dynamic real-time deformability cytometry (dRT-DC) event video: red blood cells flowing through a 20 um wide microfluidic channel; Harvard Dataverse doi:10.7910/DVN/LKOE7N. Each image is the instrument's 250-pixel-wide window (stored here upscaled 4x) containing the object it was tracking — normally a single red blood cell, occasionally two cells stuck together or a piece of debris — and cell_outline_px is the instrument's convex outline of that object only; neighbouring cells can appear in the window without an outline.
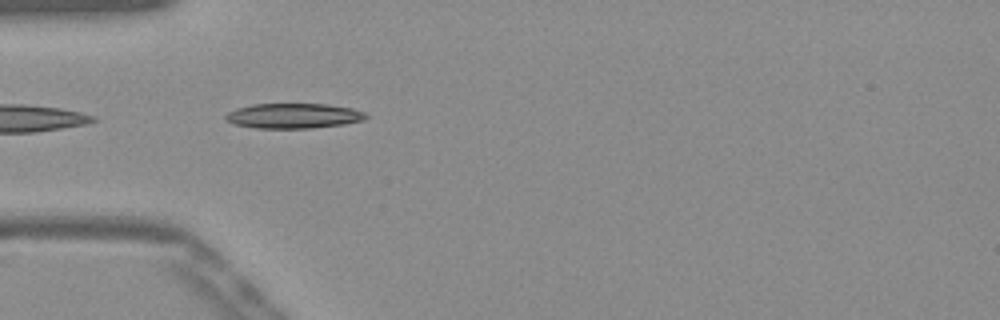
{"species": "Egyptian fruit bat (a non-hibernating species)", "species_latin": "Rousettus aegyptiacus", "temperature_condition": "warm", "stored_images_in_passage": 37, "camera_frame_rate_fps": 3000, "um_per_image_px": 0.085, "frame": {"image": 1, "passage_image": 1, "time_ms": 0.0, "image_size_px": [1000, 320], "cell_outline_px": [[368, 116], [364, 120], [344, 124], [312, 128], [256, 128], [236, 124], [224, 120], [224, 116], [228, 112], [236, 108], [252, 104], [328, 104], [352, 108], [368, 112]], "centroid_in_image_um": [24.97, 9.84], "position_along_channel_um": 60.0, "area_um2": 20.63}}
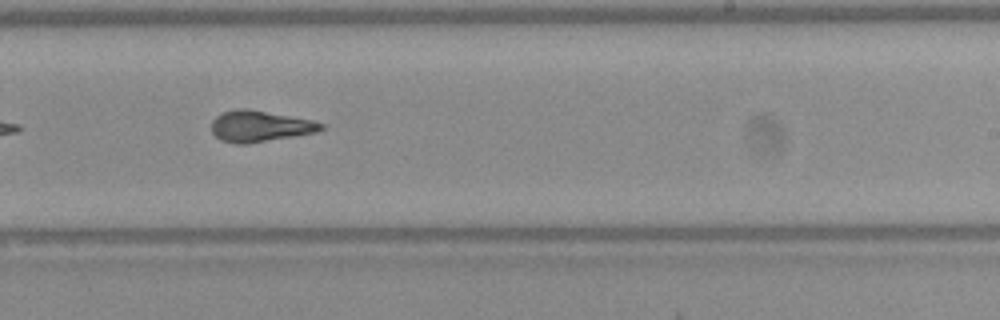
{"frame": {"image": 2, "passage_image": 17, "time_ms": 5.333, "image_size_px": [1000, 320], "cell_outline_px": [[324, 128], [316, 132], [296, 136], [248, 144], [236, 144], [220, 140], [212, 132], [212, 120], [220, 112], [236, 108], [244, 108], [312, 120], [324, 124]], "centroid_in_image_um": [22.05, 10.73], "position_along_channel_um": 266.9, "area_um2": 19.94}}
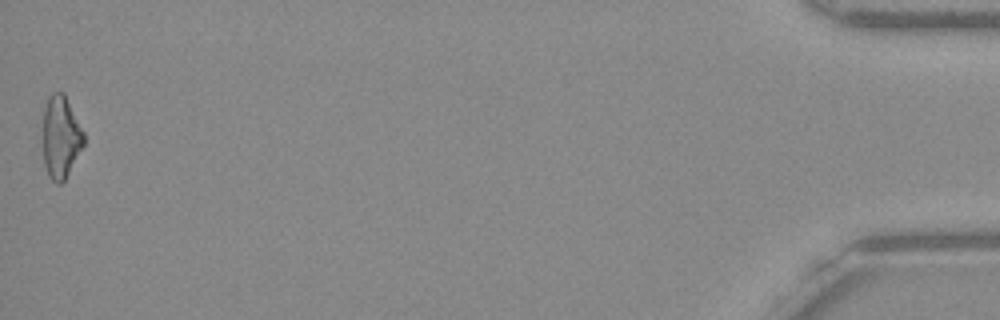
{"frame": {"image": 3, "passage_image": 37, "time_ms": 12.0, "image_size_px": [1000, 320], "cell_outline_px": [[84, 144], [64, 180], [60, 184], [56, 184], [48, 176], [44, 164], [40, 140], [44, 108], [48, 96], [52, 92], [64, 92], [84, 132]], "centroid_in_image_um": [5.11, 11.63], "position_along_channel_um": 430.1, "area_um2": 20.29}, "authors_computed_cell_mechanics": {"area_um2": 19.4786, "velocity_mm_per_s": 3.9056, "shape_relaxation_time_tau1_ms": null, "shape_relaxation_time_tau2_ms": 2.5845, "deformation_change_tau1": null, "deformation_change_tau2": 0.1074}}